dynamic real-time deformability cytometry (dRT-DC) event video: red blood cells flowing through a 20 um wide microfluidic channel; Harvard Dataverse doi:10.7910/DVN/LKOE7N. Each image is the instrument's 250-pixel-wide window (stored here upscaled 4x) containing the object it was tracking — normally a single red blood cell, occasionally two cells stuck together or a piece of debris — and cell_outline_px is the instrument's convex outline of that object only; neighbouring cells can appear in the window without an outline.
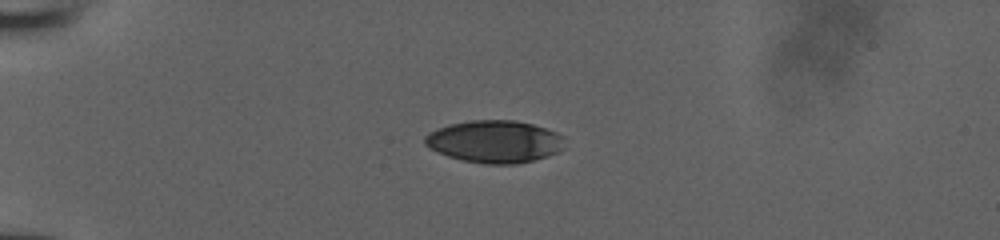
{"species": "human", "species_latin": "Homo sapiens", "temperature_condition": "room temperature", "stored_images_in_passage": 33, "camera_frame_rate_fps": 3000, "um_per_image_px": 0.085, "donor": {"sex": "male"}, "frame": {"image": 1, "passage_image": 1, "time_ms": 0.0, "image_size_px": [1000, 240], "cell_outline_px": [[564, 148], [548, 156], [516, 164], [484, 164], [464, 160], [448, 156], [424, 144], [424, 136], [428, 132], [452, 124], [472, 120], [516, 120], [532, 124], [556, 132], [564, 136]], "centroid_in_image_um": [42.07, 12.03], "position_along_channel_um": 42.9, "area_um2": 34.28}}
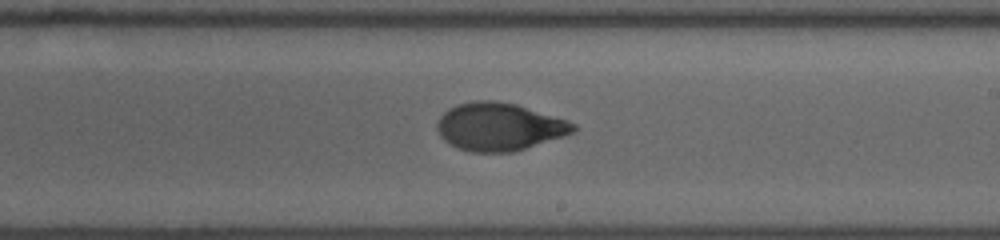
{"frame": {"image": 2, "passage_image": 19, "time_ms": 6.0, "image_size_px": [1000, 240], "cell_outline_px": [[576, 128], [572, 132], [564, 136], [512, 152], [472, 152], [460, 148], [444, 140], [440, 136], [436, 128], [436, 124], [440, 116], [448, 108], [456, 104], [476, 100], [492, 100], [516, 104], [568, 120], [576, 124]], "centroid_in_image_um": [42.41, 10.76], "position_along_channel_um": 246.6, "area_um2": 37.8}}
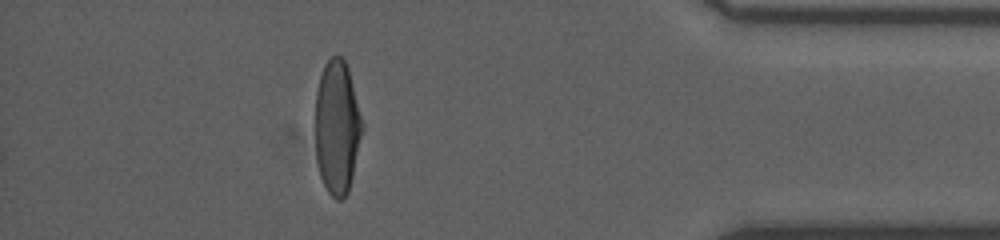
{"frame": {"image": 3, "passage_image": 33, "time_ms": 10.667, "image_size_px": [1000, 240], "cell_outline_px": [[364, 128], [348, 192], [340, 200], [336, 200], [328, 192], [320, 176], [316, 160], [316, 92], [320, 76], [324, 64], [332, 56], [340, 56], [344, 60], [348, 68], [364, 124]], "centroid_in_image_um": [28.66, 10.81], "position_along_channel_um": 406.5, "area_um2": 36.65}}